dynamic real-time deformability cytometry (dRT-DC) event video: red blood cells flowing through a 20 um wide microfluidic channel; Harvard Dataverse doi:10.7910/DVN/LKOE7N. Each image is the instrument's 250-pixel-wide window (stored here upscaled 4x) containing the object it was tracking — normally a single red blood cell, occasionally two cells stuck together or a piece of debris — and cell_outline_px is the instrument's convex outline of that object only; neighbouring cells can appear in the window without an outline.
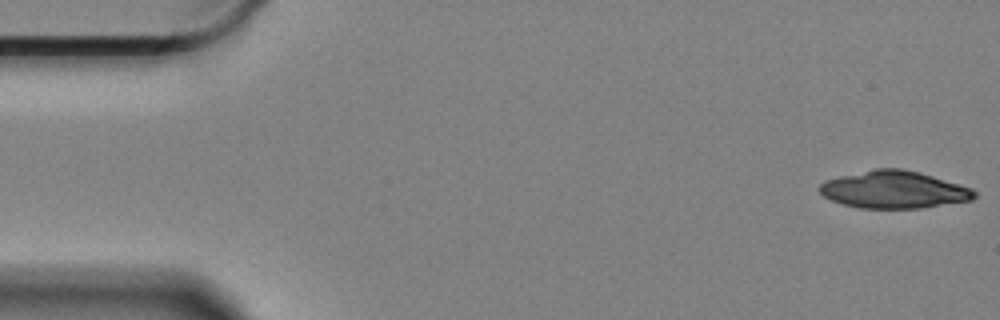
{"species": "Egyptian fruit bat (a non-hibernating species)", "species_latin": "Rousettus aegyptiacus", "temperature_condition": "cold", "stored_images_in_passage": 58, "camera_frame_rate_fps": 3000, "um_per_image_px": 0.085, "animal": {"sex": "female"}, "frame": {"image": 1, "passage_image": 1, "time_ms": 0.0, "image_size_px": [1000, 320], "cell_outline_px": [[976, 196], [972, 200], [920, 208], [860, 208], [844, 204], [832, 200], [824, 196], [820, 192], [820, 184], [824, 180], [840, 176], [876, 168], [900, 168], [920, 172], [972, 188], [976, 192]], "centroid_in_image_um": [75.99, 16.12], "position_along_channel_um": 9.0, "area_um2": 33.52}}